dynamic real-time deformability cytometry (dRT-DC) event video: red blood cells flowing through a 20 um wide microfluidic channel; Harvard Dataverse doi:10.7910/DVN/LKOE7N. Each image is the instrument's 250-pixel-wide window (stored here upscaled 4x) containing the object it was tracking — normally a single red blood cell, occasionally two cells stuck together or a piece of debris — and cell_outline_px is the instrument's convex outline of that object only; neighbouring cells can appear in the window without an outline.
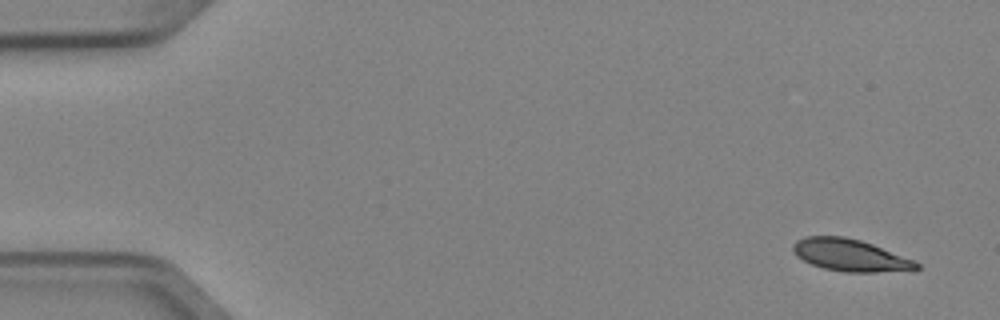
{"species": "Egyptian fruit bat (a non-hibernating species)", "species_latin": "Rousettus aegyptiacus", "temperature_condition": "cold", "stored_images_in_passage": 6, "camera_frame_rate_fps": 3000, "um_per_image_px": 0.085, "animal": {"sex": "female"}, "frame": {"image": 1, "passage_image": 1, "time_ms": 0.0, "image_size_px": [1000, 320], "cell_outline_px": [[920, 268], [876, 272], [844, 272], [824, 268], [812, 264], [796, 256], [792, 248], [792, 244], [796, 240], [804, 236], [844, 236], [860, 240], [872, 244], [916, 260], [920, 264]], "centroid_in_image_um": [72.24, 21.68], "position_along_channel_um": 12.8, "area_um2": 23.0}}
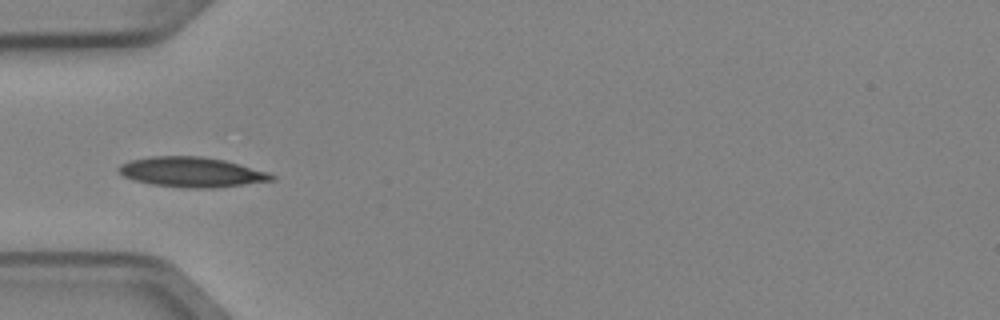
{"frame": {"image": 2, "passage_image": 5, "time_ms": 1.333, "image_size_px": [1000, 320], "cell_outline_px": [[276, 180], [212, 188], [188, 188], [152, 184], [136, 180], [124, 176], [116, 168], [120, 164], [128, 160], [152, 156], [204, 156], [224, 160], [240, 164], [268, 172], [276, 176]], "centroid_in_image_um": [16.3, 14.62], "position_along_channel_um": 68.7, "area_um2": 26.7}}
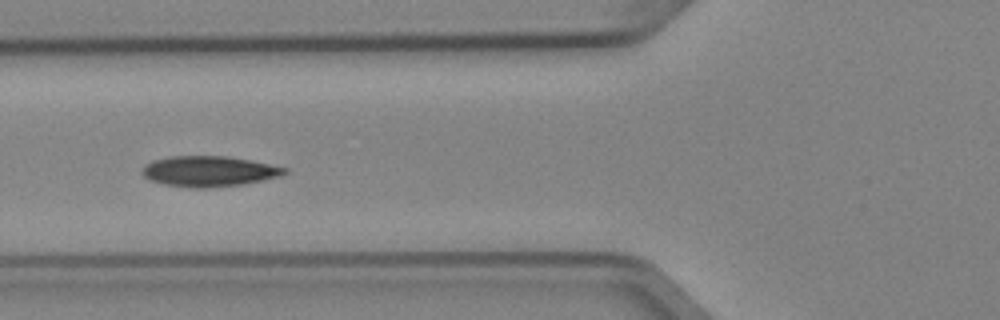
{"frame": {"image": 3, "passage_image": 6, "time_ms": 1.667, "image_size_px": [1000, 320], "cell_outline_px": [[288, 172], [280, 176], [244, 184], [208, 188], [192, 188], [164, 184], [148, 180], [140, 172], [144, 164], [152, 160], [172, 156], [224, 156], [252, 160], [288, 168]], "centroid_in_image_um": [17.74, 14.56], "position_along_channel_um": 108.1, "area_um2": 25.55}}